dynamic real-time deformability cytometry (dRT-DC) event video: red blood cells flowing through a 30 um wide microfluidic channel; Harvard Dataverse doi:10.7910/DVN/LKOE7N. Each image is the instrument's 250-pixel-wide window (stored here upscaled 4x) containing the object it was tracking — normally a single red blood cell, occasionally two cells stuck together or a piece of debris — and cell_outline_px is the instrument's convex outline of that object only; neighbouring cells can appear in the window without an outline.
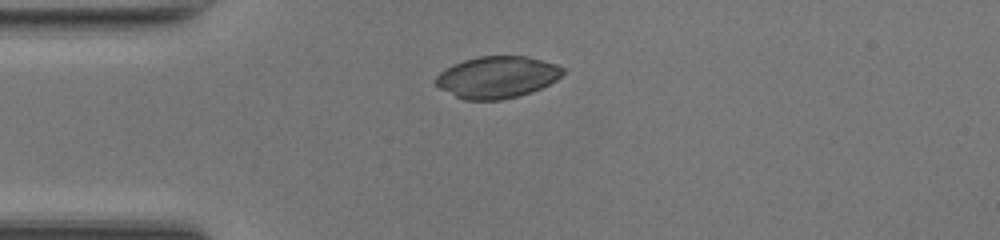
{"species": "common noctule bat (a hibernating species)", "species_latin": "Nyctalus noctula", "temperature_condition": "room temperature", "stored_images_in_passage": 37, "camera_frame_rate_fps": 3000, "um_per_image_px": 0.085, "animal": {"sex": "female", "body_mass_g": 17.0, "forearm_length_mm": 48.0}, "frame": {"image": 1, "passage_image": 1, "time_ms": 0.0, "image_size_px": [1000, 240], "cell_outline_px": [[564, 72], [556, 80], [532, 92], [500, 100], [464, 100], [440, 88], [432, 80], [440, 72], [452, 64], [464, 60], [480, 56], [524, 56], [556, 64], [564, 68]], "centroid_in_image_um": [42.22, 6.56], "position_along_channel_um": 42.8, "area_um2": 30.81}}
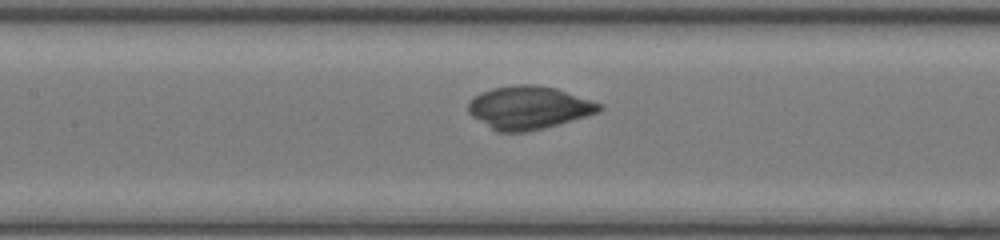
{"frame": {"image": 2, "passage_image": 11, "time_ms": 3.333, "image_size_px": [1000, 240], "cell_outline_px": [[604, 108], [600, 112], [544, 128], [528, 132], [496, 132], [472, 116], [468, 112], [468, 104], [480, 92], [492, 88], [516, 84], [536, 84], [556, 88], [604, 104]], "centroid_in_image_um": [44.97, 9.14], "position_along_channel_um": 162.4, "area_um2": 33.0}}
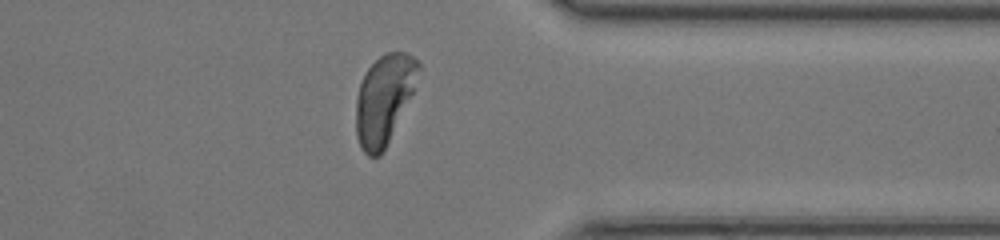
{"frame": {"image": 3, "passage_image": 27, "time_ms": 8.667, "image_size_px": [1000, 240], "cell_outline_px": [[420, 68], [412, 92], [380, 156], [368, 156], [360, 148], [356, 136], [356, 96], [360, 84], [368, 68], [384, 52], [404, 52], [412, 56], [420, 64]], "centroid_in_image_um": [32.61, 8.43], "position_along_channel_um": 378.8, "area_um2": 31.67}}